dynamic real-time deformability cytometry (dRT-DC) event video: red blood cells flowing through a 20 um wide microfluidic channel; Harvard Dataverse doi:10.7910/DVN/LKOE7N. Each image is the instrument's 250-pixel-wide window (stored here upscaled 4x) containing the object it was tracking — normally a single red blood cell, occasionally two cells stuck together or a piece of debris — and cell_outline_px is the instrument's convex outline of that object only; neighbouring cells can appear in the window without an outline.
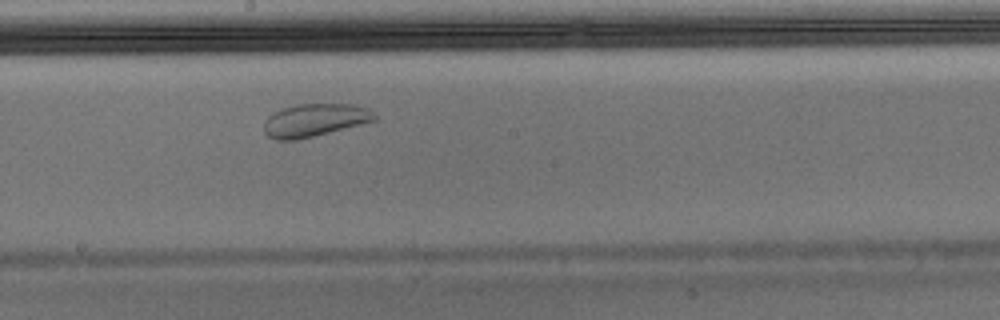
{"species": "Egyptian fruit bat (a non-hibernating species)", "species_latin": "Rousettus aegyptiacus", "temperature_condition": "warm", "stored_images_in_passage": 37, "camera_frame_rate_fps": 3000, "um_per_image_px": 0.085, "animal": {"sex": "male"}, "frame": {"image": 1, "passage_image": 16, "time_ms": 5.0, "image_size_px": [1000, 320], "cell_outline_px": [[376, 120], [296, 140], [276, 140], [268, 136], [264, 132], [264, 124], [268, 116], [272, 112], [280, 108], [296, 104], [356, 104], [368, 108], [376, 116]], "centroid_in_image_um": [26.7, 10.19], "position_along_channel_um": 221.5, "area_um2": 21.1}}
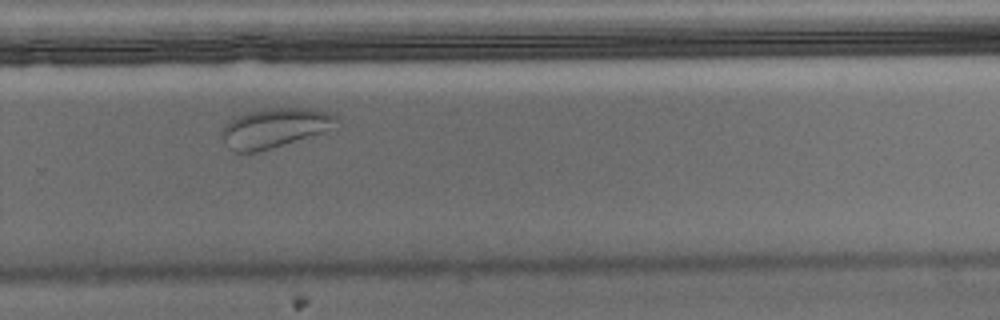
{"frame": {"image": 2, "passage_image": 22, "time_ms": 7.0, "image_size_px": [1000, 320], "cell_outline_px": [[340, 120], [320, 132], [256, 152], [236, 152], [228, 148], [224, 144], [220, 136], [220, 132], [228, 120], [244, 112], [260, 108], [312, 108], [332, 112]], "centroid_in_image_um": [23.24, 10.83], "position_along_channel_um": 306.6, "area_um2": 26.18}}